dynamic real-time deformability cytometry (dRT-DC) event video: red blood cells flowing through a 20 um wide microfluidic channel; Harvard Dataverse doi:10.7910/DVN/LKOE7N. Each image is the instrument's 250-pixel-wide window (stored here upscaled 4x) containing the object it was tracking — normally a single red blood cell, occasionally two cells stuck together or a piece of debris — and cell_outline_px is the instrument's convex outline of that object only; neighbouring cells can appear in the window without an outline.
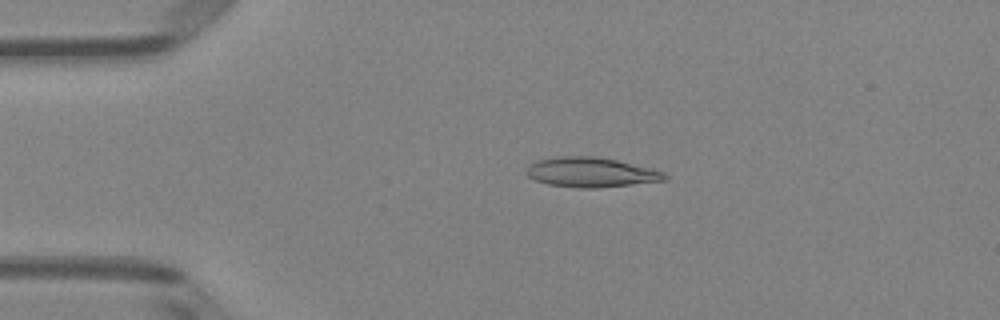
{"species": "Egyptian fruit bat (a non-hibernating species)", "species_latin": "Rousettus aegyptiacus", "temperature_condition": "room temperature", "stored_images_in_passage": 42, "camera_frame_rate_fps": 3000, "um_per_image_px": 0.085, "animal": {"sex": "female"}, "frame": {"image": 1, "passage_image": 3, "time_ms": 0.667, "image_size_px": [1000, 320], "cell_outline_px": [[668, 180], [596, 188], [580, 188], [548, 184], [536, 180], [528, 176], [524, 172], [528, 164], [540, 160], [556, 156], [596, 156], [616, 160], [652, 168], [664, 172], [668, 176]], "centroid_in_image_um": [50.23, 14.64], "position_along_channel_um": 34.8, "area_um2": 24.04}}
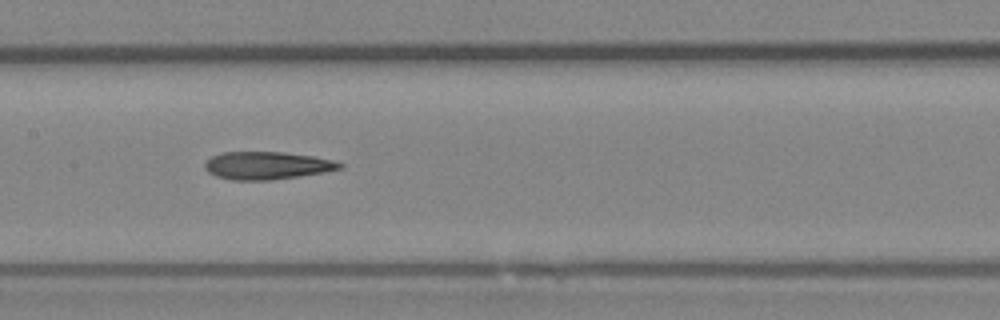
{"frame": {"image": 2, "passage_image": 17, "time_ms": 5.333, "image_size_px": [1000, 320], "cell_outline_px": [[344, 168], [324, 172], [272, 180], [232, 180], [216, 176], [208, 172], [204, 168], [204, 164], [212, 156], [220, 152], [284, 152], [312, 156], [332, 160], [344, 164]], "centroid_in_image_um": [22.68, 14.07], "position_along_channel_um": 184.7, "area_um2": 21.79}}
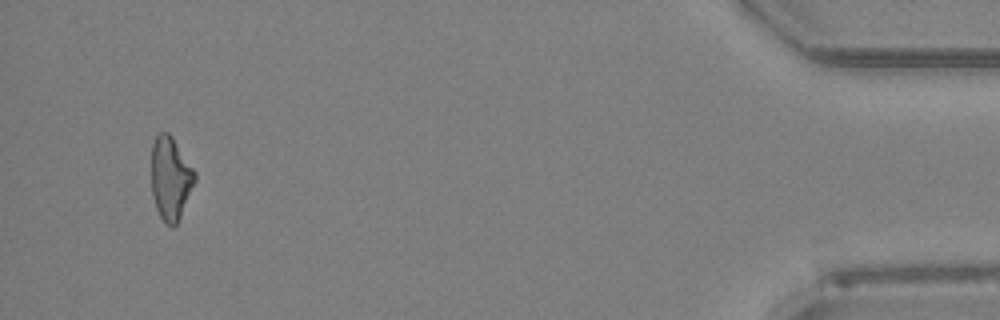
{"frame": {"image": 3, "passage_image": 40, "time_ms": 13.0, "image_size_px": [1000, 320], "cell_outline_px": [[196, 180], [180, 216], [176, 224], [172, 228], [164, 224], [156, 208], [152, 196], [152, 144], [156, 136], [160, 132], [168, 132], [172, 136], [196, 172]], "centroid_in_image_um": [14.49, 15.16], "position_along_channel_um": 420.7, "area_um2": 21.04}, "authors_computed_cell_mechanics": {"area_um2": 21.8773, "velocity_mm_per_s": 4.0747, "shape_relaxation_time_tau1_ms": null, "shape_relaxation_time_tau2_ms": 4.9796, "deformation_change_tau1": null, "deformation_change_tau2": 0.1811}}